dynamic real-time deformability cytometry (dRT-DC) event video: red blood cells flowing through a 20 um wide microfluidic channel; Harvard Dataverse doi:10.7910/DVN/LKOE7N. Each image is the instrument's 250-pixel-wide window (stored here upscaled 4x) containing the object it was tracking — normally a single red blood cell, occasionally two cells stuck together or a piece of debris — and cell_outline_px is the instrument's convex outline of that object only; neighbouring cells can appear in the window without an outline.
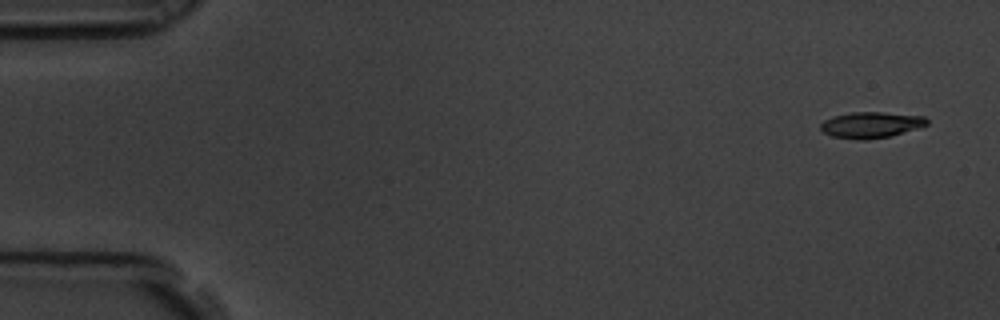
{"species": "common noctule bat (a hibernating species)", "species_latin": "Nyctalus noctula", "temperature_condition": "room temperature", "stored_images_in_passage": 57, "camera_frame_rate_fps": 3000, "um_per_image_px": 0.085, "animal": {"sex": "male", "body_mass_g": 19.5, "forearm_length_mm": 54.6}, "frame": {"image": 1, "passage_image": 1, "time_ms": 0.0, "image_size_px": [1000, 320], "cell_outline_px": [[928, 124], [916, 128], [888, 136], [868, 140], [856, 140], [832, 136], [824, 132], [820, 128], [820, 124], [824, 120], [832, 116], [852, 112], [884, 112], [924, 116], [928, 120]], "centroid_in_image_um": [74.0, 10.61], "position_along_channel_um": 11.0, "area_um2": 16.07}}
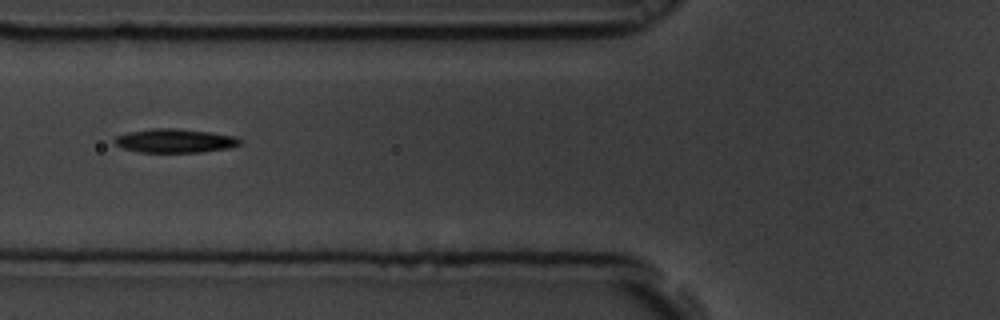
{"frame": {"image": 2, "passage_image": 21, "time_ms": 6.667, "image_size_px": [1000, 320], "cell_outline_px": [[244, 140], [240, 144], [228, 148], [200, 152], [140, 152], [124, 148], [116, 144], [112, 140], [116, 136], [128, 132], [152, 128], [176, 128], [212, 132], [236, 136]], "centroid_in_image_um": [14.89, 11.95], "position_along_channel_um": 110.9, "area_um2": 17.51}}
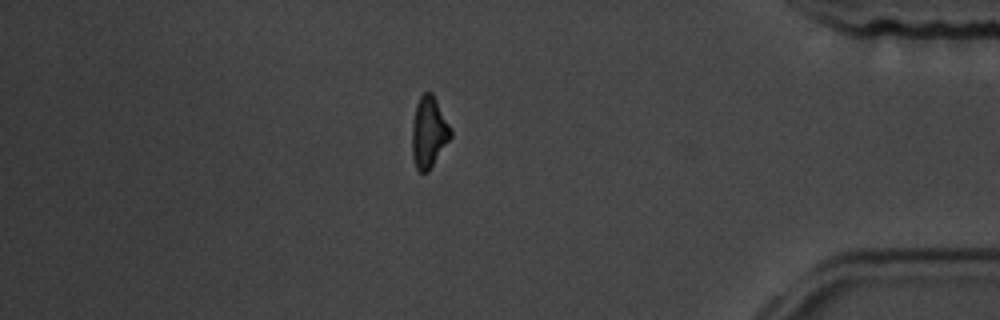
{"frame": {"image": 3, "passage_image": 49, "time_ms": 16.0, "image_size_px": [1000, 320], "cell_outline_px": [[452, 136], [428, 172], [420, 172], [416, 168], [412, 156], [412, 124], [416, 104], [420, 96], [424, 92], [432, 92], [452, 132]], "centroid_in_image_um": [36.43, 11.25], "position_along_channel_um": 398.8, "area_um2": 15.84}, "authors_computed_cell_mechanics": {"area_um2": 16.3574, "velocity_mm_per_s": 3.465, "shape_relaxation_time_tau1_ms": 3.0123, "shape_relaxation_time_tau2_ms": null, "deformation_change_tau1": 0.1493, "deformation_change_tau2": null}}